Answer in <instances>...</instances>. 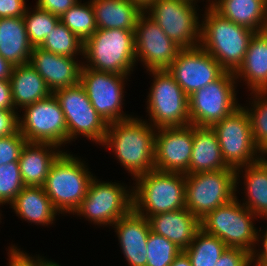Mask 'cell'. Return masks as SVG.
<instances>
[{
  "label": "cell",
  "instance_id": "cell-1",
  "mask_svg": "<svg viewBox=\"0 0 267 266\" xmlns=\"http://www.w3.org/2000/svg\"><path fill=\"white\" fill-rule=\"evenodd\" d=\"M141 118L130 117L108 124L102 144L111 149L133 178L155 169L154 128Z\"/></svg>",
  "mask_w": 267,
  "mask_h": 266
},
{
  "label": "cell",
  "instance_id": "cell-2",
  "mask_svg": "<svg viewBox=\"0 0 267 266\" xmlns=\"http://www.w3.org/2000/svg\"><path fill=\"white\" fill-rule=\"evenodd\" d=\"M201 22L199 45L225 71L235 73L244 61L254 31L225 18L211 5Z\"/></svg>",
  "mask_w": 267,
  "mask_h": 266
},
{
  "label": "cell",
  "instance_id": "cell-3",
  "mask_svg": "<svg viewBox=\"0 0 267 266\" xmlns=\"http://www.w3.org/2000/svg\"><path fill=\"white\" fill-rule=\"evenodd\" d=\"M133 210L149 218L185 208L186 176L178 172L152 170L135 178Z\"/></svg>",
  "mask_w": 267,
  "mask_h": 266
},
{
  "label": "cell",
  "instance_id": "cell-4",
  "mask_svg": "<svg viewBox=\"0 0 267 266\" xmlns=\"http://www.w3.org/2000/svg\"><path fill=\"white\" fill-rule=\"evenodd\" d=\"M135 30L97 29L83 45L84 67L129 75L136 63Z\"/></svg>",
  "mask_w": 267,
  "mask_h": 266
},
{
  "label": "cell",
  "instance_id": "cell-5",
  "mask_svg": "<svg viewBox=\"0 0 267 266\" xmlns=\"http://www.w3.org/2000/svg\"><path fill=\"white\" fill-rule=\"evenodd\" d=\"M73 154L62 152L50 167L43 184L45 193L59 213H73L87 195L93 178L87 166Z\"/></svg>",
  "mask_w": 267,
  "mask_h": 266
},
{
  "label": "cell",
  "instance_id": "cell-6",
  "mask_svg": "<svg viewBox=\"0 0 267 266\" xmlns=\"http://www.w3.org/2000/svg\"><path fill=\"white\" fill-rule=\"evenodd\" d=\"M255 217V214L239 203L236 196L208 213L200 220V226L205 232L221 239L227 247L244 249L253 254L258 239L262 236L253 225Z\"/></svg>",
  "mask_w": 267,
  "mask_h": 266
},
{
  "label": "cell",
  "instance_id": "cell-7",
  "mask_svg": "<svg viewBox=\"0 0 267 266\" xmlns=\"http://www.w3.org/2000/svg\"><path fill=\"white\" fill-rule=\"evenodd\" d=\"M217 137L222 157L229 168L236 172V187L243 166L256 162L262 156L255 145L250 118L245 106H239L230 115L226 116L211 127ZM255 156V157H254ZM259 156V157H258Z\"/></svg>",
  "mask_w": 267,
  "mask_h": 266
},
{
  "label": "cell",
  "instance_id": "cell-8",
  "mask_svg": "<svg viewBox=\"0 0 267 266\" xmlns=\"http://www.w3.org/2000/svg\"><path fill=\"white\" fill-rule=\"evenodd\" d=\"M185 176V207L199 220L236 197V172L233 168Z\"/></svg>",
  "mask_w": 267,
  "mask_h": 266
},
{
  "label": "cell",
  "instance_id": "cell-9",
  "mask_svg": "<svg viewBox=\"0 0 267 266\" xmlns=\"http://www.w3.org/2000/svg\"><path fill=\"white\" fill-rule=\"evenodd\" d=\"M154 80L147 111L154 128L190 125L188 96L167 70H150ZM153 122V123H152Z\"/></svg>",
  "mask_w": 267,
  "mask_h": 266
},
{
  "label": "cell",
  "instance_id": "cell-10",
  "mask_svg": "<svg viewBox=\"0 0 267 266\" xmlns=\"http://www.w3.org/2000/svg\"><path fill=\"white\" fill-rule=\"evenodd\" d=\"M234 73L225 71L188 97L190 125L212 127L240 105L236 100Z\"/></svg>",
  "mask_w": 267,
  "mask_h": 266
},
{
  "label": "cell",
  "instance_id": "cell-11",
  "mask_svg": "<svg viewBox=\"0 0 267 266\" xmlns=\"http://www.w3.org/2000/svg\"><path fill=\"white\" fill-rule=\"evenodd\" d=\"M196 3L195 0H155L145 12L181 49L192 48L200 44L201 24Z\"/></svg>",
  "mask_w": 267,
  "mask_h": 266
},
{
  "label": "cell",
  "instance_id": "cell-12",
  "mask_svg": "<svg viewBox=\"0 0 267 266\" xmlns=\"http://www.w3.org/2000/svg\"><path fill=\"white\" fill-rule=\"evenodd\" d=\"M126 188L119 183L101 182L93 177L87 195L73 215L84 216L96 225L112 226L133 209L132 189L129 192Z\"/></svg>",
  "mask_w": 267,
  "mask_h": 266
},
{
  "label": "cell",
  "instance_id": "cell-13",
  "mask_svg": "<svg viewBox=\"0 0 267 266\" xmlns=\"http://www.w3.org/2000/svg\"><path fill=\"white\" fill-rule=\"evenodd\" d=\"M23 109L24 117L18 120L19 131L27 142L51 143L59 149L69 143L64 113L53 93Z\"/></svg>",
  "mask_w": 267,
  "mask_h": 266
},
{
  "label": "cell",
  "instance_id": "cell-14",
  "mask_svg": "<svg viewBox=\"0 0 267 266\" xmlns=\"http://www.w3.org/2000/svg\"><path fill=\"white\" fill-rule=\"evenodd\" d=\"M127 76L97 71L82 65L79 83L88 95L92 106L108 124L131 117L121 110L124 104L122 98Z\"/></svg>",
  "mask_w": 267,
  "mask_h": 266
},
{
  "label": "cell",
  "instance_id": "cell-15",
  "mask_svg": "<svg viewBox=\"0 0 267 266\" xmlns=\"http://www.w3.org/2000/svg\"><path fill=\"white\" fill-rule=\"evenodd\" d=\"M167 71L188 97L225 72L216 59L200 45L180 49Z\"/></svg>",
  "mask_w": 267,
  "mask_h": 266
},
{
  "label": "cell",
  "instance_id": "cell-16",
  "mask_svg": "<svg viewBox=\"0 0 267 266\" xmlns=\"http://www.w3.org/2000/svg\"><path fill=\"white\" fill-rule=\"evenodd\" d=\"M134 38L136 61L140 58L147 71L167 70L181 49L146 12L138 17Z\"/></svg>",
  "mask_w": 267,
  "mask_h": 266
},
{
  "label": "cell",
  "instance_id": "cell-17",
  "mask_svg": "<svg viewBox=\"0 0 267 266\" xmlns=\"http://www.w3.org/2000/svg\"><path fill=\"white\" fill-rule=\"evenodd\" d=\"M155 170L185 173L193 147V125L156 128ZM158 132V133H157Z\"/></svg>",
  "mask_w": 267,
  "mask_h": 266
},
{
  "label": "cell",
  "instance_id": "cell-18",
  "mask_svg": "<svg viewBox=\"0 0 267 266\" xmlns=\"http://www.w3.org/2000/svg\"><path fill=\"white\" fill-rule=\"evenodd\" d=\"M74 57L51 53L41 47H33L29 64L43 78L52 93L60 88L78 85L83 63Z\"/></svg>",
  "mask_w": 267,
  "mask_h": 266
},
{
  "label": "cell",
  "instance_id": "cell-19",
  "mask_svg": "<svg viewBox=\"0 0 267 266\" xmlns=\"http://www.w3.org/2000/svg\"><path fill=\"white\" fill-rule=\"evenodd\" d=\"M112 226L116 230L115 232L128 265L146 266V244L151 230L148 218L141 216L132 209Z\"/></svg>",
  "mask_w": 267,
  "mask_h": 266
},
{
  "label": "cell",
  "instance_id": "cell-20",
  "mask_svg": "<svg viewBox=\"0 0 267 266\" xmlns=\"http://www.w3.org/2000/svg\"><path fill=\"white\" fill-rule=\"evenodd\" d=\"M150 229L164 236L184 251L201 228L200 220L186 207L176 211L155 214L148 218Z\"/></svg>",
  "mask_w": 267,
  "mask_h": 266
},
{
  "label": "cell",
  "instance_id": "cell-21",
  "mask_svg": "<svg viewBox=\"0 0 267 266\" xmlns=\"http://www.w3.org/2000/svg\"><path fill=\"white\" fill-rule=\"evenodd\" d=\"M58 147L51 143L26 142L18 161L25 186H43L51 165L62 153Z\"/></svg>",
  "mask_w": 267,
  "mask_h": 266
},
{
  "label": "cell",
  "instance_id": "cell-22",
  "mask_svg": "<svg viewBox=\"0 0 267 266\" xmlns=\"http://www.w3.org/2000/svg\"><path fill=\"white\" fill-rule=\"evenodd\" d=\"M222 169H229V167L222 157L215 131L211 127L193 125V147L190 164L184 174L219 171Z\"/></svg>",
  "mask_w": 267,
  "mask_h": 266
},
{
  "label": "cell",
  "instance_id": "cell-23",
  "mask_svg": "<svg viewBox=\"0 0 267 266\" xmlns=\"http://www.w3.org/2000/svg\"><path fill=\"white\" fill-rule=\"evenodd\" d=\"M235 78H244L249 89L267 91V29L254 32L245 58L234 73Z\"/></svg>",
  "mask_w": 267,
  "mask_h": 266
},
{
  "label": "cell",
  "instance_id": "cell-24",
  "mask_svg": "<svg viewBox=\"0 0 267 266\" xmlns=\"http://www.w3.org/2000/svg\"><path fill=\"white\" fill-rule=\"evenodd\" d=\"M32 51L24 18H0V56L17 66L29 63Z\"/></svg>",
  "mask_w": 267,
  "mask_h": 266
},
{
  "label": "cell",
  "instance_id": "cell-25",
  "mask_svg": "<svg viewBox=\"0 0 267 266\" xmlns=\"http://www.w3.org/2000/svg\"><path fill=\"white\" fill-rule=\"evenodd\" d=\"M218 13L254 32L267 29L266 0H209Z\"/></svg>",
  "mask_w": 267,
  "mask_h": 266
},
{
  "label": "cell",
  "instance_id": "cell-26",
  "mask_svg": "<svg viewBox=\"0 0 267 266\" xmlns=\"http://www.w3.org/2000/svg\"><path fill=\"white\" fill-rule=\"evenodd\" d=\"M97 29L135 30L143 11L130 0H90Z\"/></svg>",
  "mask_w": 267,
  "mask_h": 266
},
{
  "label": "cell",
  "instance_id": "cell-27",
  "mask_svg": "<svg viewBox=\"0 0 267 266\" xmlns=\"http://www.w3.org/2000/svg\"><path fill=\"white\" fill-rule=\"evenodd\" d=\"M9 81L15 109L18 106L23 109L52 94L43 78L29 63L14 66Z\"/></svg>",
  "mask_w": 267,
  "mask_h": 266
},
{
  "label": "cell",
  "instance_id": "cell-28",
  "mask_svg": "<svg viewBox=\"0 0 267 266\" xmlns=\"http://www.w3.org/2000/svg\"><path fill=\"white\" fill-rule=\"evenodd\" d=\"M9 205L20 218L42 226L52 224L59 213L43 187L38 186H24Z\"/></svg>",
  "mask_w": 267,
  "mask_h": 266
},
{
  "label": "cell",
  "instance_id": "cell-29",
  "mask_svg": "<svg viewBox=\"0 0 267 266\" xmlns=\"http://www.w3.org/2000/svg\"><path fill=\"white\" fill-rule=\"evenodd\" d=\"M243 168L244 191L247 195L243 205L257 217H267V159L261 157Z\"/></svg>",
  "mask_w": 267,
  "mask_h": 266
},
{
  "label": "cell",
  "instance_id": "cell-30",
  "mask_svg": "<svg viewBox=\"0 0 267 266\" xmlns=\"http://www.w3.org/2000/svg\"><path fill=\"white\" fill-rule=\"evenodd\" d=\"M67 130L68 142L81 135L95 143L102 144L108 129V123L96 110H79L63 112Z\"/></svg>",
  "mask_w": 267,
  "mask_h": 266
},
{
  "label": "cell",
  "instance_id": "cell-31",
  "mask_svg": "<svg viewBox=\"0 0 267 266\" xmlns=\"http://www.w3.org/2000/svg\"><path fill=\"white\" fill-rule=\"evenodd\" d=\"M226 248L221 239L200 228L184 252L192 266H214Z\"/></svg>",
  "mask_w": 267,
  "mask_h": 266
},
{
  "label": "cell",
  "instance_id": "cell-32",
  "mask_svg": "<svg viewBox=\"0 0 267 266\" xmlns=\"http://www.w3.org/2000/svg\"><path fill=\"white\" fill-rule=\"evenodd\" d=\"M60 21L83 42L97 30L91 1L87 4L78 1L60 17Z\"/></svg>",
  "mask_w": 267,
  "mask_h": 266
},
{
  "label": "cell",
  "instance_id": "cell-33",
  "mask_svg": "<svg viewBox=\"0 0 267 266\" xmlns=\"http://www.w3.org/2000/svg\"><path fill=\"white\" fill-rule=\"evenodd\" d=\"M83 45L84 42L59 21L40 47L54 54L76 58L79 54L83 56Z\"/></svg>",
  "mask_w": 267,
  "mask_h": 266
},
{
  "label": "cell",
  "instance_id": "cell-34",
  "mask_svg": "<svg viewBox=\"0 0 267 266\" xmlns=\"http://www.w3.org/2000/svg\"><path fill=\"white\" fill-rule=\"evenodd\" d=\"M253 106L247 108L252 136L258 150L261 152L259 155H267V91H254ZM257 99V100H256Z\"/></svg>",
  "mask_w": 267,
  "mask_h": 266
},
{
  "label": "cell",
  "instance_id": "cell-35",
  "mask_svg": "<svg viewBox=\"0 0 267 266\" xmlns=\"http://www.w3.org/2000/svg\"><path fill=\"white\" fill-rule=\"evenodd\" d=\"M28 9L23 16L28 38L33 47H40L51 30L60 21V17L37 6L30 12Z\"/></svg>",
  "mask_w": 267,
  "mask_h": 266
},
{
  "label": "cell",
  "instance_id": "cell-36",
  "mask_svg": "<svg viewBox=\"0 0 267 266\" xmlns=\"http://www.w3.org/2000/svg\"><path fill=\"white\" fill-rule=\"evenodd\" d=\"M146 266H170L182 251L164 236L150 230L147 239Z\"/></svg>",
  "mask_w": 267,
  "mask_h": 266
},
{
  "label": "cell",
  "instance_id": "cell-37",
  "mask_svg": "<svg viewBox=\"0 0 267 266\" xmlns=\"http://www.w3.org/2000/svg\"><path fill=\"white\" fill-rule=\"evenodd\" d=\"M18 162L0 166V204H10L24 187Z\"/></svg>",
  "mask_w": 267,
  "mask_h": 266
},
{
  "label": "cell",
  "instance_id": "cell-38",
  "mask_svg": "<svg viewBox=\"0 0 267 266\" xmlns=\"http://www.w3.org/2000/svg\"><path fill=\"white\" fill-rule=\"evenodd\" d=\"M53 94L59 101L63 112L96 110L80 83L75 86L57 89Z\"/></svg>",
  "mask_w": 267,
  "mask_h": 266
},
{
  "label": "cell",
  "instance_id": "cell-39",
  "mask_svg": "<svg viewBox=\"0 0 267 266\" xmlns=\"http://www.w3.org/2000/svg\"><path fill=\"white\" fill-rule=\"evenodd\" d=\"M26 142V138L19 130L11 136L0 137V166L10 162H18Z\"/></svg>",
  "mask_w": 267,
  "mask_h": 266
},
{
  "label": "cell",
  "instance_id": "cell-40",
  "mask_svg": "<svg viewBox=\"0 0 267 266\" xmlns=\"http://www.w3.org/2000/svg\"><path fill=\"white\" fill-rule=\"evenodd\" d=\"M252 257L249 252L240 248L227 247L214 266H250Z\"/></svg>",
  "mask_w": 267,
  "mask_h": 266
},
{
  "label": "cell",
  "instance_id": "cell-41",
  "mask_svg": "<svg viewBox=\"0 0 267 266\" xmlns=\"http://www.w3.org/2000/svg\"><path fill=\"white\" fill-rule=\"evenodd\" d=\"M8 254L9 266H50L53 263L52 261H46V259L44 260L39 257V255L36 259L35 257H30L26 252L24 253L16 246H11Z\"/></svg>",
  "mask_w": 267,
  "mask_h": 266
},
{
  "label": "cell",
  "instance_id": "cell-42",
  "mask_svg": "<svg viewBox=\"0 0 267 266\" xmlns=\"http://www.w3.org/2000/svg\"><path fill=\"white\" fill-rule=\"evenodd\" d=\"M16 110H0V137L11 136L19 130Z\"/></svg>",
  "mask_w": 267,
  "mask_h": 266
},
{
  "label": "cell",
  "instance_id": "cell-43",
  "mask_svg": "<svg viewBox=\"0 0 267 266\" xmlns=\"http://www.w3.org/2000/svg\"><path fill=\"white\" fill-rule=\"evenodd\" d=\"M79 0H38L36 6L40 9L48 11L53 15L61 17Z\"/></svg>",
  "mask_w": 267,
  "mask_h": 266
},
{
  "label": "cell",
  "instance_id": "cell-44",
  "mask_svg": "<svg viewBox=\"0 0 267 266\" xmlns=\"http://www.w3.org/2000/svg\"><path fill=\"white\" fill-rule=\"evenodd\" d=\"M26 9L25 0H0V18L23 17Z\"/></svg>",
  "mask_w": 267,
  "mask_h": 266
},
{
  "label": "cell",
  "instance_id": "cell-45",
  "mask_svg": "<svg viewBox=\"0 0 267 266\" xmlns=\"http://www.w3.org/2000/svg\"><path fill=\"white\" fill-rule=\"evenodd\" d=\"M0 110H15L9 80H0Z\"/></svg>",
  "mask_w": 267,
  "mask_h": 266
},
{
  "label": "cell",
  "instance_id": "cell-46",
  "mask_svg": "<svg viewBox=\"0 0 267 266\" xmlns=\"http://www.w3.org/2000/svg\"><path fill=\"white\" fill-rule=\"evenodd\" d=\"M265 218H267V217H265ZM260 241H262L261 243H262L263 248L260 249V252H258V250H257L256 252L251 254L252 263L254 261H267V229H266V232L262 236V240H260Z\"/></svg>",
  "mask_w": 267,
  "mask_h": 266
},
{
  "label": "cell",
  "instance_id": "cell-47",
  "mask_svg": "<svg viewBox=\"0 0 267 266\" xmlns=\"http://www.w3.org/2000/svg\"><path fill=\"white\" fill-rule=\"evenodd\" d=\"M13 67L10 62L0 56V80H9Z\"/></svg>",
  "mask_w": 267,
  "mask_h": 266
},
{
  "label": "cell",
  "instance_id": "cell-48",
  "mask_svg": "<svg viewBox=\"0 0 267 266\" xmlns=\"http://www.w3.org/2000/svg\"><path fill=\"white\" fill-rule=\"evenodd\" d=\"M170 266H192L190 258L181 251Z\"/></svg>",
  "mask_w": 267,
  "mask_h": 266
},
{
  "label": "cell",
  "instance_id": "cell-49",
  "mask_svg": "<svg viewBox=\"0 0 267 266\" xmlns=\"http://www.w3.org/2000/svg\"><path fill=\"white\" fill-rule=\"evenodd\" d=\"M134 2L143 12L155 1V0H130Z\"/></svg>",
  "mask_w": 267,
  "mask_h": 266
},
{
  "label": "cell",
  "instance_id": "cell-50",
  "mask_svg": "<svg viewBox=\"0 0 267 266\" xmlns=\"http://www.w3.org/2000/svg\"><path fill=\"white\" fill-rule=\"evenodd\" d=\"M253 266H267V261H256Z\"/></svg>",
  "mask_w": 267,
  "mask_h": 266
},
{
  "label": "cell",
  "instance_id": "cell-51",
  "mask_svg": "<svg viewBox=\"0 0 267 266\" xmlns=\"http://www.w3.org/2000/svg\"><path fill=\"white\" fill-rule=\"evenodd\" d=\"M50 266H60V265L57 264L56 262H53Z\"/></svg>",
  "mask_w": 267,
  "mask_h": 266
}]
</instances>
